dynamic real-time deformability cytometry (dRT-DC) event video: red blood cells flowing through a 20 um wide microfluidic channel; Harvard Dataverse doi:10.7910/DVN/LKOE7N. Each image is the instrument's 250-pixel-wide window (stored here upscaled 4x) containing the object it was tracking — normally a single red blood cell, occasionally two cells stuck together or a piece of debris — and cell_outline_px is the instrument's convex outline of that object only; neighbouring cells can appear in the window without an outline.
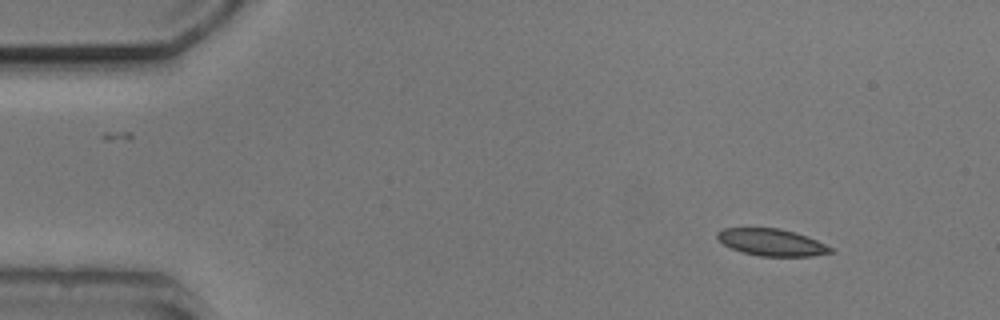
{"species": "common noctule bat (a hibernating species)", "species_latin": "Nyctalus noctula", "temperature_condition": "cold", "stored_images_in_passage": 3, "camera_frame_rate_fps": 3000, "um_per_image_px": 0.085, "animal": {"sex": "male", "body_mass_g": 20.5, "forearm_length_mm": 52.5}, "frame": {"image": 1, "passage_image": 1, "time_ms": 0.0, "image_size_px": [1000, 320], "cell_outline_px": [[836, 252], [812, 256], [760, 256], [740, 252], [724, 244], [716, 236], [716, 232], [724, 228], [780, 228], [796, 232], [808, 236], [836, 248]], "centroid_in_image_um": [65.67, 20.6], "position_along_channel_um": 19.3, "area_um2": 18.09}}